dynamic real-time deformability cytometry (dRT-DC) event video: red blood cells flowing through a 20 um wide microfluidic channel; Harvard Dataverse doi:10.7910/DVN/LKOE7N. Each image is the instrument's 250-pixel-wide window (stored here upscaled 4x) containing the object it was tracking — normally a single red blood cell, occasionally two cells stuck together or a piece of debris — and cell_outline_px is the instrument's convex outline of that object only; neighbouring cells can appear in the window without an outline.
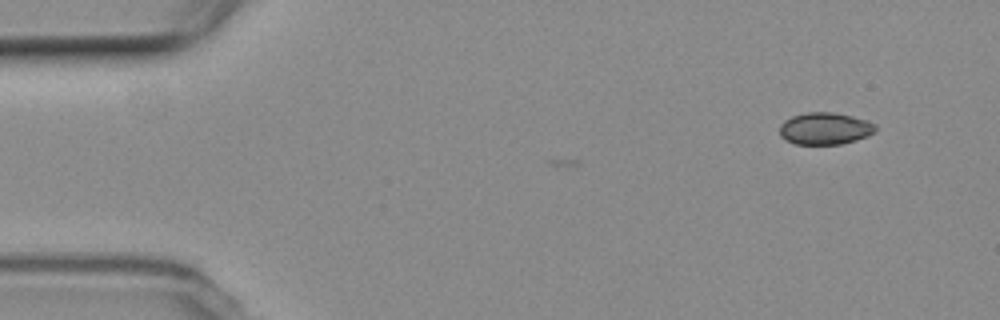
{"species": "common noctule bat (a hibernating species)", "species_latin": "Nyctalus noctula", "temperature_condition": "room temperature", "stored_images_in_passage": 3, "camera_frame_rate_fps": 3000, "um_per_image_px": 0.085, "animal": {"sex": "female", "body_mass_g": 19.3, "forearm_length_mm": 54.1}, "frame": {"image": 1, "passage_image": 3, "time_ms": 2.333, "image_size_px": [1000, 320], "cell_outline_px": [[876, 132], [868, 136], [856, 140], [840, 144], [796, 144], [784, 140], [780, 136], [780, 124], [784, 120], [792, 116], [808, 112], [832, 112], [852, 116], [876, 124]], "centroid_in_image_um": [70.11, 10.93], "position_along_channel_um": 14.9, "area_um2": 17.98}}